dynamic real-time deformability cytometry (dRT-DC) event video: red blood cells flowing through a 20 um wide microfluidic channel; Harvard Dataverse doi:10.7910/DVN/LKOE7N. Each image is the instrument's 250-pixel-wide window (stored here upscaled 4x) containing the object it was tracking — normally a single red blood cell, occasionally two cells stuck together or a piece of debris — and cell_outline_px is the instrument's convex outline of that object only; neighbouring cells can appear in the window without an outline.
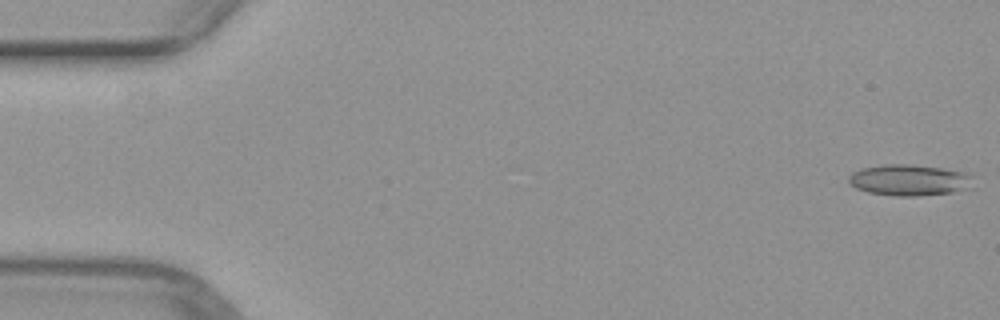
{"species": "common noctule bat (a hibernating species)", "species_latin": "Nyctalus noctula", "temperature_condition": "warm", "stored_images_in_passage": 10, "camera_frame_rate_fps": 3000, "um_per_image_px": 0.085, "animal": {"sex": "female", "body_mass_g": 29.2, "forearm_length_mm": 56.3}, "frame": {"image": 1, "passage_image": 1, "time_ms": 0.0, "image_size_px": [1000, 320], "cell_outline_px": [[972, 188], [952, 192], [916, 196], [896, 196], [868, 192], [856, 188], [848, 180], [848, 176], [852, 172], [864, 168], [884, 164], [912, 164], [940, 168], [964, 172], [972, 176]], "centroid_in_image_um": [77.3, 15.31], "position_along_channel_um": 7.7, "area_um2": 22.54}}